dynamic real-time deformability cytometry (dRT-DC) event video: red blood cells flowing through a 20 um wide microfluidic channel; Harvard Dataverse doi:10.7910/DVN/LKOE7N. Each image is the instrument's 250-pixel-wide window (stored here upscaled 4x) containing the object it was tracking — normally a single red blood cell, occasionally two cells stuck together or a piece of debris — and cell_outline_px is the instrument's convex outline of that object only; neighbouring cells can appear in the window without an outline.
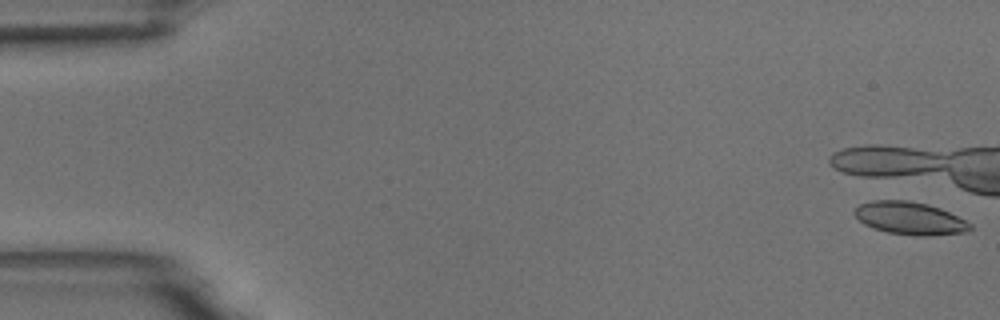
{"species": "common noctule bat (a hibernating species)", "species_latin": "Nyctalus noctula", "temperature_condition": "room temperature", "stored_images_in_passage": 4, "camera_frame_rate_fps": 3000, "um_per_image_px": 0.085, "animal": {"sex": "male", "body_mass_g": 18.8}, "frame": {"image": 1, "passage_image": 1, "time_ms": 0.0, "image_size_px": [1000, 320], "cell_outline_px": [[972, 228], [968, 232], [928, 236], [916, 236], [888, 232], [872, 228], [864, 224], [852, 212], [860, 204], [872, 200], [908, 200], [928, 204], [940, 208], [972, 224]], "centroid_in_image_um": [77.34, 18.55], "position_along_channel_um": 7.7, "area_um2": 22.08}}